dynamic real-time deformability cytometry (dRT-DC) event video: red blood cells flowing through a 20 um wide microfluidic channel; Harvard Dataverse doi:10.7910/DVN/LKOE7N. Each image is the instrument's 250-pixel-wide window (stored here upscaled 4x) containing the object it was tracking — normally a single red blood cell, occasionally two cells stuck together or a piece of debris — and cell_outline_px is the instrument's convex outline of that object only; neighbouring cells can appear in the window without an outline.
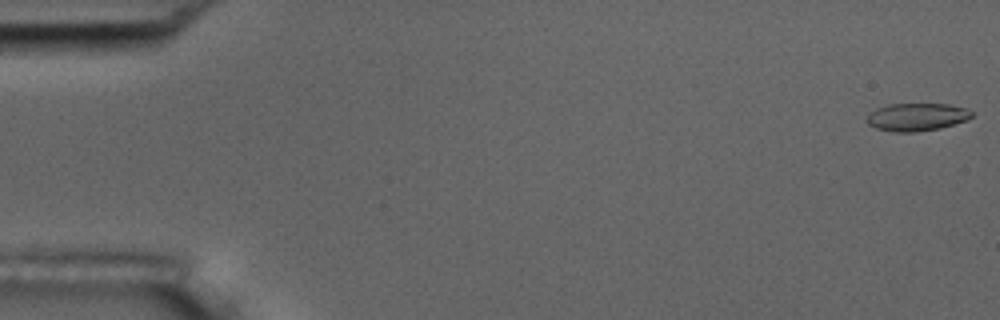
{"species": "common noctule bat (a hibernating species)", "species_latin": "Nyctalus noctula", "temperature_condition": "room temperature", "stored_images_in_passage": 4, "camera_frame_rate_fps": 3000, "um_per_image_px": 0.085, "animal": {"sex": "male", "body_mass_g": 17.5, "forearm_length_mm": 52.3}, "frame": {"image": 1, "passage_image": 1, "time_ms": 0.0, "image_size_px": [1000, 320], "cell_outline_px": [[972, 116], [968, 120], [940, 128], [916, 132], [892, 132], [876, 128], [868, 124], [864, 120], [868, 112], [876, 108], [888, 104], [948, 104], [968, 108], [972, 112]], "centroid_in_image_um": [77.89, 9.94], "position_along_channel_um": 7.1, "area_um2": 17.28}}